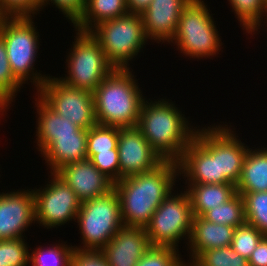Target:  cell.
Wrapping results in <instances>:
<instances>
[{
  "instance_id": "6da1fadb",
  "label": "cell",
  "mask_w": 267,
  "mask_h": 266,
  "mask_svg": "<svg viewBox=\"0 0 267 266\" xmlns=\"http://www.w3.org/2000/svg\"><path fill=\"white\" fill-rule=\"evenodd\" d=\"M179 165L164 161L150 172L122 178L114 184L120 200L121 219L125 226L145 228L156 209L174 191L181 180Z\"/></svg>"
},
{
  "instance_id": "5bb4252c",
  "label": "cell",
  "mask_w": 267,
  "mask_h": 266,
  "mask_svg": "<svg viewBox=\"0 0 267 266\" xmlns=\"http://www.w3.org/2000/svg\"><path fill=\"white\" fill-rule=\"evenodd\" d=\"M35 223L32 189L0 192V240L20 239Z\"/></svg>"
},
{
  "instance_id": "d4e9b609",
  "label": "cell",
  "mask_w": 267,
  "mask_h": 266,
  "mask_svg": "<svg viewBox=\"0 0 267 266\" xmlns=\"http://www.w3.org/2000/svg\"><path fill=\"white\" fill-rule=\"evenodd\" d=\"M66 243V241L58 244L55 242L54 245L48 244L49 247L39 245L34 250H30L29 264L32 266H71L75 248Z\"/></svg>"
},
{
  "instance_id": "ffe728a7",
  "label": "cell",
  "mask_w": 267,
  "mask_h": 266,
  "mask_svg": "<svg viewBox=\"0 0 267 266\" xmlns=\"http://www.w3.org/2000/svg\"><path fill=\"white\" fill-rule=\"evenodd\" d=\"M87 132H74V135L56 136L41 152L49 173H56L68 163L87 159Z\"/></svg>"
},
{
  "instance_id": "3957f363",
  "label": "cell",
  "mask_w": 267,
  "mask_h": 266,
  "mask_svg": "<svg viewBox=\"0 0 267 266\" xmlns=\"http://www.w3.org/2000/svg\"><path fill=\"white\" fill-rule=\"evenodd\" d=\"M132 72L115 68L94 90L97 124L136 127L145 97Z\"/></svg>"
},
{
  "instance_id": "1f68e13d",
  "label": "cell",
  "mask_w": 267,
  "mask_h": 266,
  "mask_svg": "<svg viewBox=\"0 0 267 266\" xmlns=\"http://www.w3.org/2000/svg\"><path fill=\"white\" fill-rule=\"evenodd\" d=\"M178 253L179 249L173 247L151 246L136 266H182L185 261Z\"/></svg>"
},
{
  "instance_id": "f35d334b",
  "label": "cell",
  "mask_w": 267,
  "mask_h": 266,
  "mask_svg": "<svg viewBox=\"0 0 267 266\" xmlns=\"http://www.w3.org/2000/svg\"><path fill=\"white\" fill-rule=\"evenodd\" d=\"M249 266H267V236H263L251 253Z\"/></svg>"
},
{
  "instance_id": "f546056e",
  "label": "cell",
  "mask_w": 267,
  "mask_h": 266,
  "mask_svg": "<svg viewBox=\"0 0 267 266\" xmlns=\"http://www.w3.org/2000/svg\"><path fill=\"white\" fill-rule=\"evenodd\" d=\"M192 266H249L248 259L235 252L231 246L204 251Z\"/></svg>"
},
{
  "instance_id": "e575fe53",
  "label": "cell",
  "mask_w": 267,
  "mask_h": 266,
  "mask_svg": "<svg viewBox=\"0 0 267 266\" xmlns=\"http://www.w3.org/2000/svg\"><path fill=\"white\" fill-rule=\"evenodd\" d=\"M93 165L114 184L120 181V165L118 150L97 153L89 159Z\"/></svg>"
},
{
  "instance_id": "8d00e7d4",
  "label": "cell",
  "mask_w": 267,
  "mask_h": 266,
  "mask_svg": "<svg viewBox=\"0 0 267 266\" xmlns=\"http://www.w3.org/2000/svg\"><path fill=\"white\" fill-rule=\"evenodd\" d=\"M55 5V8L62 12L64 17L69 20L68 22L73 25L79 20L85 9V0H42L41 11L44 10L48 4Z\"/></svg>"
},
{
  "instance_id": "7a4b0ae2",
  "label": "cell",
  "mask_w": 267,
  "mask_h": 266,
  "mask_svg": "<svg viewBox=\"0 0 267 266\" xmlns=\"http://www.w3.org/2000/svg\"><path fill=\"white\" fill-rule=\"evenodd\" d=\"M144 99L136 128L164 161L178 162L194 139L198 127L166 98Z\"/></svg>"
},
{
  "instance_id": "44dd1931",
  "label": "cell",
  "mask_w": 267,
  "mask_h": 266,
  "mask_svg": "<svg viewBox=\"0 0 267 266\" xmlns=\"http://www.w3.org/2000/svg\"><path fill=\"white\" fill-rule=\"evenodd\" d=\"M36 148L41 152L56 136L74 135V132H88L51 109L37 94ZM38 146V147H37Z\"/></svg>"
},
{
  "instance_id": "4fadbf2b",
  "label": "cell",
  "mask_w": 267,
  "mask_h": 266,
  "mask_svg": "<svg viewBox=\"0 0 267 266\" xmlns=\"http://www.w3.org/2000/svg\"><path fill=\"white\" fill-rule=\"evenodd\" d=\"M117 149L120 180L127 176L150 172L164 162L136 127H118Z\"/></svg>"
},
{
  "instance_id": "484cf974",
  "label": "cell",
  "mask_w": 267,
  "mask_h": 266,
  "mask_svg": "<svg viewBox=\"0 0 267 266\" xmlns=\"http://www.w3.org/2000/svg\"><path fill=\"white\" fill-rule=\"evenodd\" d=\"M243 31L250 34L266 16V0H228Z\"/></svg>"
},
{
  "instance_id": "60d3db41",
  "label": "cell",
  "mask_w": 267,
  "mask_h": 266,
  "mask_svg": "<svg viewBox=\"0 0 267 266\" xmlns=\"http://www.w3.org/2000/svg\"><path fill=\"white\" fill-rule=\"evenodd\" d=\"M10 102L0 93V115L4 116V113L6 114V111H8L10 106Z\"/></svg>"
},
{
  "instance_id": "d590c367",
  "label": "cell",
  "mask_w": 267,
  "mask_h": 266,
  "mask_svg": "<svg viewBox=\"0 0 267 266\" xmlns=\"http://www.w3.org/2000/svg\"><path fill=\"white\" fill-rule=\"evenodd\" d=\"M41 4L42 0H0V9L7 16H37Z\"/></svg>"
},
{
  "instance_id": "52a82bcc",
  "label": "cell",
  "mask_w": 267,
  "mask_h": 266,
  "mask_svg": "<svg viewBox=\"0 0 267 266\" xmlns=\"http://www.w3.org/2000/svg\"><path fill=\"white\" fill-rule=\"evenodd\" d=\"M81 245L79 250H102L124 224L121 219L120 200L113 188L108 193L81 202L76 216Z\"/></svg>"
},
{
  "instance_id": "8fae6325",
  "label": "cell",
  "mask_w": 267,
  "mask_h": 266,
  "mask_svg": "<svg viewBox=\"0 0 267 266\" xmlns=\"http://www.w3.org/2000/svg\"><path fill=\"white\" fill-rule=\"evenodd\" d=\"M45 187L33 190L35 223L43 228H58L76 221L81 201L56 173H51ZM68 222V223H67Z\"/></svg>"
},
{
  "instance_id": "e0dca14e",
  "label": "cell",
  "mask_w": 267,
  "mask_h": 266,
  "mask_svg": "<svg viewBox=\"0 0 267 266\" xmlns=\"http://www.w3.org/2000/svg\"><path fill=\"white\" fill-rule=\"evenodd\" d=\"M150 247L145 228L123 225L101 251L109 266H136Z\"/></svg>"
},
{
  "instance_id": "8992f818",
  "label": "cell",
  "mask_w": 267,
  "mask_h": 266,
  "mask_svg": "<svg viewBox=\"0 0 267 266\" xmlns=\"http://www.w3.org/2000/svg\"><path fill=\"white\" fill-rule=\"evenodd\" d=\"M90 33L100 43L108 61L118 69L131 68L129 63L149 40L141 15L130 13L101 22Z\"/></svg>"
},
{
  "instance_id": "ba28073f",
  "label": "cell",
  "mask_w": 267,
  "mask_h": 266,
  "mask_svg": "<svg viewBox=\"0 0 267 266\" xmlns=\"http://www.w3.org/2000/svg\"><path fill=\"white\" fill-rule=\"evenodd\" d=\"M76 31L69 55H66L67 74L58 79L68 86L93 93L115 67L90 32Z\"/></svg>"
},
{
  "instance_id": "d6986e66",
  "label": "cell",
  "mask_w": 267,
  "mask_h": 266,
  "mask_svg": "<svg viewBox=\"0 0 267 266\" xmlns=\"http://www.w3.org/2000/svg\"><path fill=\"white\" fill-rule=\"evenodd\" d=\"M235 229L233 226L215 224L205 220L202 216H194L192 231L187 242L191 260L189 259L186 263L192 264L209 249L231 246Z\"/></svg>"
},
{
  "instance_id": "7bdbcfd3",
  "label": "cell",
  "mask_w": 267,
  "mask_h": 266,
  "mask_svg": "<svg viewBox=\"0 0 267 266\" xmlns=\"http://www.w3.org/2000/svg\"><path fill=\"white\" fill-rule=\"evenodd\" d=\"M264 24H259L251 33H250V35H251V37L253 36V34L255 35V33L256 34H258L257 33V31H258V29H260V26L262 27V25L264 26L265 25V23H267V18H266V20H264V21H262ZM266 26H267V24H266Z\"/></svg>"
},
{
  "instance_id": "9a60e30c",
  "label": "cell",
  "mask_w": 267,
  "mask_h": 266,
  "mask_svg": "<svg viewBox=\"0 0 267 266\" xmlns=\"http://www.w3.org/2000/svg\"><path fill=\"white\" fill-rule=\"evenodd\" d=\"M192 0H152L141 14L149 40L169 44L177 31L180 15Z\"/></svg>"
},
{
  "instance_id": "ac0fdd59",
  "label": "cell",
  "mask_w": 267,
  "mask_h": 266,
  "mask_svg": "<svg viewBox=\"0 0 267 266\" xmlns=\"http://www.w3.org/2000/svg\"><path fill=\"white\" fill-rule=\"evenodd\" d=\"M222 125H217L218 177H224L230 184L236 186L249 147L242 143L234 127L232 129L231 125L224 123Z\"/></svg>"
},
{
  "instance_id": "f1b7e54d",
  "label": "cell",
  "mask_w": 267,
  "mask_h": 266,
  "mask_svg": "<svg viewBox=\"0 0 267 266\" xmlns=\"http://www.w3.org/2000/svg\"><path fill=\"white\" fill-rule=\"evenodd\" d=\"M239 194L244 201L245 221L267 236V191Z\"/></svg>"
},
{
  "instance_id": "cb8c5ba5",
  "label": "cell",
  "mask_w": 267,
  "mask_h": 266,
  "mask_svg": "<svg viewBox=\"0 0 267 266\" xmlns=\"http://www.w3.org/2000/svg\"><path fill=\"white\" fill-rule=\"evenodd\" d=\"M126 0H85V9L73 25L75 30L90 32L101 22L128 14Z\"/></svg>"
},
{
  "instance_id": "836d02e7",
  "label": "cell",
  "mask_w": 267,
  "mask_h": 266,
  "mask_svg": "<svg viewBox=\"0 0 267 266\" xmlns=\"http://www.w3.org/2000/svg\"><path fill=\"white\" fill-rule=\"evenodd\" d=\"M24 87L13 75L4 40L0 37V93L11 103L15 96ZM14 100V101H13Z\"/></svg>"
},
{
  "instance_id": "277c9868",
  "label": "cell",
  "mask_w": 267,
  "mask_h": 266,
  "mask_svg": "<svg viewBox=\"0 0 267 266\" xmlns=\"http://www.w3.org/2000/svg\"><path fill=\"white\" fill-rule=\"evenodd\" d=\"M33 17L8 16L1 27L0 37L6 45L7 57L14 77L22 85L29 80L33 86L35 85L37 91L50 75H42L41 71L38 72L34 68L41 44Z\"/></svg>"
},
{
  "instance_id": "4dcf8cb0",
  "label": "cell",
  "mask_w": 267,
  "mask_h": 266,
  "mask_svg": "<svg viewBox=\"0 0 267 266\" xmlns=\"http://www.w3.org/2000/svg\"><path fill=\"white\" fill-rule=\"evenodd\" d=\"M24 238L0 240V266H30L29 246Z\"/></svg>"
},
{
  "instance_id": "603a6c76",
  "label": "cell",
  "mask_w": 267,
  "mask_h": 266,
  "mask_svg": "<svg viewBox=\"0 0 267 266\" xmlns=\"http://www.w3.org/2000/svg\"><path fill=\"white\" fill-rule=\"evenodd\" d=\"M194 216H203L223 203H226L237 192L234 184H185Z\"/></svg>"
},
{
  "instance_id": "ab89813d",
  "label": "cell",
  "mask_w": 267,
  "mask_h": 266,
  "mask_svg": "<svg viewBox=\"0 0 267 266\" xmlns=\"http://www.w3.org/2000/svg\"><path fill=\"white\" fill-rule=\"evenodd\" d=\"M152 0H126V6L130 14L141 15L150 5Z\"/></svg>"
},
{
  "instance_id": "83f0119b",
  "label": "cell",
  "mask_w": 267,
  "mask_h": 266,
  "mask_svg": "<svg viewBox=\"0 0 267 266\" xmlns=\"http://www.w3.org/2000/svg\"><path fill=\"white\" fill-rule=\"evenodd\" d=\"M118 127L96 124L87 132V159L97 153L118 150Z\"/></svg>"
},
{
  "instance_id": "ee69618b",
  "label": "cell",
  "mask_w": 267,
  "mask_h": 266,
  "mask_svg": "<svg viewBox=\"0 0 267 266\" xmlns=\"http://www.w3.org/2000/svg\"><path fill=\"white\" fill-rule=\"evenodd\" d=\"M265 18H267V0H266V17Z\"/></svg>"
},
{
  "instance_id": "2e32d148",
  "label": "cell",
  "mask_w": 267,
  "mask_h": 266,
  "mask_svg": "<svg viewBox=\"0 0 267 266\" xmlns=\"http://www.w3.org/2000/svg\"><path fill=\"white\" fill-rule=\"evenodd\" d=\"M56 174L76 193L81 202L104 195L114 188V183L89 159L68 163Z\"/></svg>"
},
{
  "instance_id": "5b68a950",
  "label": "cell",
  "mask_w": 267,
  "mask_h": 266,
  "mask_svg": "<svg viewBox=\"0 0 267 266\" xmlns=\"http://www.w3.org/2000/svg\"><path fill=\"white\" fill-rule=\"evenodd\" d=\"M204 1L192 0L184 8L176 34L169 43L176 45L177 50L185 57L199 60L203 57L206 59L216 57L223 48L216 21Z\"/></svg>"
},
{
  "instance_id": "b9f144b4",
  "label": "cell",
  "mask_w": 267,
  "mask_h": 266,
  "mask_svg": "<svg viewBox=\"0 0 267 266\" xmlns=\"http://www.w3.org/2000/svg\"><path fill=\"white\" fill-rule=\"evenodd\" d=\"M7 17L8 16L0 9V32H1V27L3 25V22Z\"/></svg>"
},
{
  "instance_id": "7c38bea8",
  "label": "cell",
  "mask_w": 267,
  "mask_h": 266,
  "mask_svg": "<svg viewBox=\"0 0 267 266\" xmlns=\"http://www.w3.org/2000/svg\"><path fill=\"white\" fill-rule=\"evenodd\" d=\"M36 94L51 109L81 129L88 130L97 124L94 95L90 91L68 86L51 75Z\"/></svg>"
},
{
  "instance_id": "9c48e42d",
  "label": "cell",
  "mask_w": 267,
  "mask_h": 266,
  "mask_svg": "<svg viewBox=\"0 0 267 266\" xmlns=\"http://www.w3.org/2000/svg\"><path fill=\"white\" fill-rule=\"evenodd\" d=\"M175 192L166 197L145 227L151 246L179 249L180 240L189 241L194 217L190 197L185 189Z\"/></svg>"
},
{
  "instance_id": "4316f807",
  "label": "cell",
  "mask_w": 267,
  "mask_h": 266,
  "mask_svg": "<svg viewBox=\"0 0 267 266\" xmlns=\"http://www.w3.org/2000/svg\"><path fill=\"white\" fill-rule=\"evenodd\" d=\"M205 220L215 224L237 227L245 221L244 201L239 193H236L226 203L208 210L203 216Z\"/></svg>"
},
{
  "instance_id": "d6a6232c",
  "label": "cell",
  "mask_w": 267,
  "mask_h": 266,
  "mask_svg": "<svg viewBox=\"0 0 267 266\" xmlns=\"http://www.w3.org/2000/svg\"><path fill=\"white\" fill-rule=\"evenodd\" d=\"M264 235L253 225L245 222L237 226L231 242L232 249L242 257L249 259L251 253L256 248Z\"/></svg>"
},
{
  "instance_id": "7402d4cb",
  "label": "cell",
  "mask_w": 267,
  "mask_h": 266,
  "mask_svg": "<svg viewBox=\"0 0 267 266\" xmlns=\"http://www.w3.org/2000/svg\"><path fill=\"white\" fill-rule=\"evenodd\" d=\"M267 191V147L249 148L236 184L237 193Z\"/></svg>"
},
{
  "instance_id": "74e56055",
  "label": "cell",
  "mask_w": 267,
  "mask_h": 266,
  "mask_svg": "<svg viewBox=\"0 0 267 266\" xmlns=\"http://www.w3.org/2000/svg\"><path fill=\"white\" fill-rule=\"evenodd\" d=\"M71 266H109L101 250L75 249Z\"/></svg>"
},
{
  "instance_id": "30bf717a",
  "label": "cell",
  "mask_w": 267,
  "mask_h": 266,
  "mask_svg": "<svg viewBox=\"0 0 267 266\" xmlns=\"http://www.w3.org/2000/svg\"><path fill=\"white\" fill-rule=\"evenodd\" d=\"M215 124L203 128L198 126L194 139L178 161L179 176L185 178L184 184L229 183L224 177H218Z\"/></svg>"
}]
</instances>
